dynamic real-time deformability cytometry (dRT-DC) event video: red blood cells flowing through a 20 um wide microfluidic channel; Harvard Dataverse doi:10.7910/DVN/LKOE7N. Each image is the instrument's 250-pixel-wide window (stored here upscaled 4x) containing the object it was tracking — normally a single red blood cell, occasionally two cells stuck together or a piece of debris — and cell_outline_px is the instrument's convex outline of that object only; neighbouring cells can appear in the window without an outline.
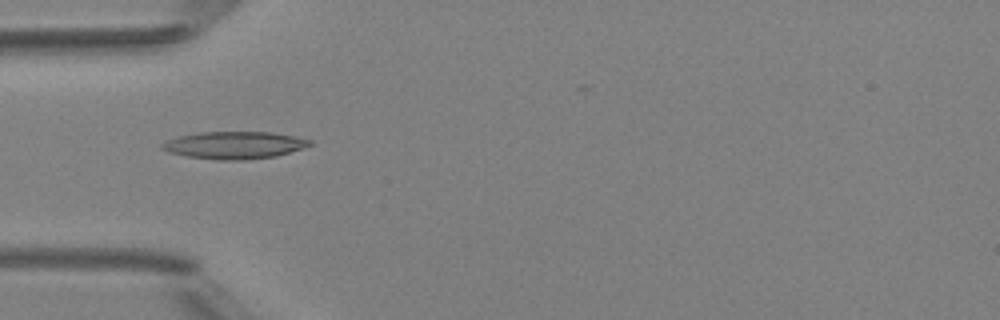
{"species": "Egyptian fruit bat (a non-hibernating species)", "species_latin": "Rousettus aegyptiacus", "temperature_condition": "room temperature", "stored_images_in_passage": 4, "camera_frame_rate_fps": 3000, "um_per_image_px": 0.085, "animal": {"sex": "female"}, "frame": {"image": 1, "passage_image": 2, "time_ms": 1.0, "image_size_px": [1000, 320], "cell_outline_px": [[312, 144], [304, 148], [276, 156], [244, 160], [216, 160], [188, 156], [168, 152], [160, 148], [160, 144], [176, 136], [200, 132], [272, 132], [312, 140]], "centroid_in_image_um": [19.9, 12.34], "position_along_channel_um": 65.1, "area_um2": 23.58}}
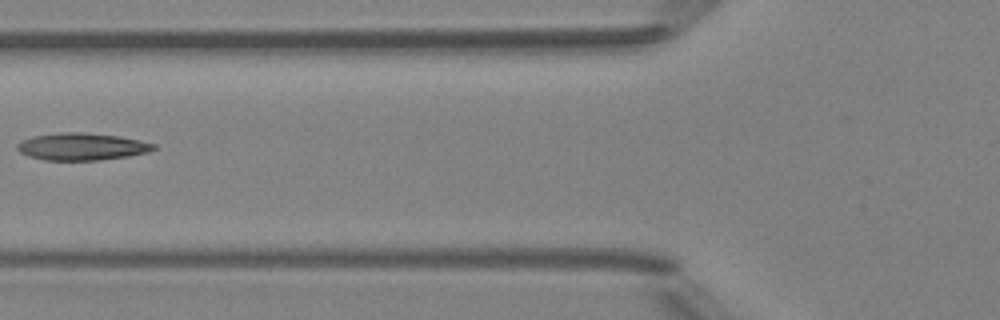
{"frame": {"image": 2, "passage_image": 3, "time_ms": 2.333, "image_size_px": [1000, 320], "cell_outline_px": [[156, 148], [148, 152], [128, 156], [100, 160], [44, 160], [28, 156], [20, 152], [16, 148], [16, 144], [20, 140], [32, 136], [60, 132], [84, 132], [120, 136], [140, 140], [156, 144]], "centroid_in_image_um": [6.93, 12.45], "position_along_channel_um": 118.9, "area_um2": 21.85}}
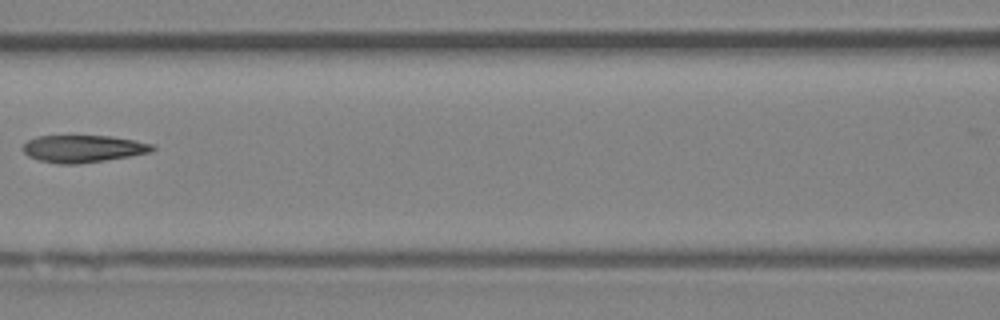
{"frame": {"image": 3, "passage_image": 4, "time_ms": 3.333, "image_size_px": [1000, 320], "cell_outline_px": [[156, 148], [152, 152], [104, 160], [76, 164], [60, 164], [40, 160], [28, 156], [20, 148], [28, 140], [36, 136], [112, 136], [152, 144]], "centroid_in_image_um": [7.03, 12.63], "position_along_channel_um": 159.6, "area_um2": 20.4}}